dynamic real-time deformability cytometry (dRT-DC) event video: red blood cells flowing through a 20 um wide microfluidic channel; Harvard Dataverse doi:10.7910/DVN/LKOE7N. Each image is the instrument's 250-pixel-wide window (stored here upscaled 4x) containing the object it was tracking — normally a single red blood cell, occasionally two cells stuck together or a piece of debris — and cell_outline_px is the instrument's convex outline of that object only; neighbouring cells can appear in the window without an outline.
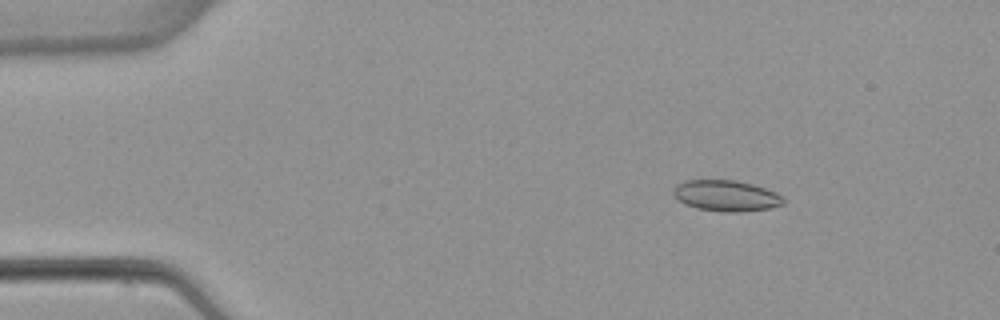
{"species": "common noctule bat (a hibernating species)", "species_latin": "Nyctalus noctula", "temperature_condition": "warm", "stored_images_in_passage": 5, "camera_frame_rate_fps": 3000, "um_per_image_px": 0.085, "animal": {"sex": "female", "body_mass_g": 22.7, "forearm_length_mm": 54.2}, "frame": {"image": 1, "passage_image": 3, "time_ms": 2.333, "image_size_px": [1000, 320], "cell_outline_px": [[784, 204], [768, 208], [740, 212], [724, 212], [696, 208], [684, 204], [672, 192], [676, 184], [684, 180], [736, 180], [752, 184], [776, 192], [784, 200]], "centroid_in_image_um": [61.7, 16.63], "position_along_channel_um": 23.3, "area_um2": 19.77}}